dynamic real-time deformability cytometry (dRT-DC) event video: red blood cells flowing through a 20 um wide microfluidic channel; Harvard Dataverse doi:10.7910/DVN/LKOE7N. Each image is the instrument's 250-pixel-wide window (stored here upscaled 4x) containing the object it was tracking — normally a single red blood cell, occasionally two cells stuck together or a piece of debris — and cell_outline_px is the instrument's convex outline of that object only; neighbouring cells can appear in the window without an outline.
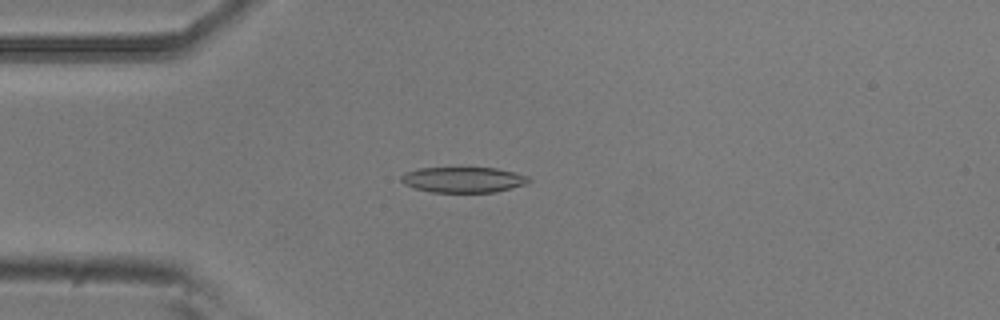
{"species": "common noctule bat (a hibernating species)", "species_latin": "Nyctalus noctula", "temperature_condition": "room temperature", "stored_images_in_passage": 53, "camera_frame_rate_fps": 3000, "um_per_image_px": 0.085, "animal": {"sex": "male", "body_mass_g": 20.5, "forearm_length_mm": 52.5}, "frame": {"image": 1, "passage_image": 13, "time_ms": 4.0, "image_size_px": [1000, 320], "cell_outline_px": [[532, 180], [524, 184], [496, 192], [432, 192], [416, 188], [404, 184], [400, 180], [400, 176], [416, 168], [496, 168], [528, 176]], "centroid_in_image_um": [39.36, 15.27], "position_along_channel_um": 45.6, "area_um2": 18.79}}
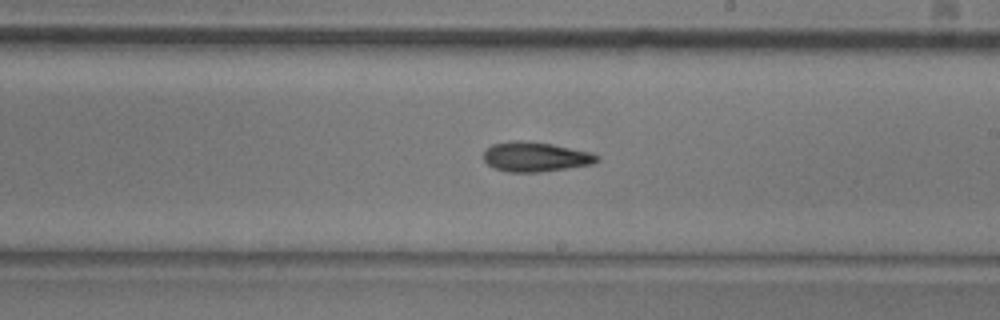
{"frame": {"image": 2, "passage_image": 30, "time_ms": 9.667, "image_size_px": [1000, 320], "cell_outline_px": [[600, 160], [592, 164], [540, 172], [508, 172], [496, 168], [488, 164], [484, 160], [484, 152], [492, 144], [512, 140], [520, 140], [552, 144], [588, 152], [600, 156]], "centroid_in_image_um": [45.5, 13.33], "position_along_channel_um": 243.5, "area_um2": 19.42}}
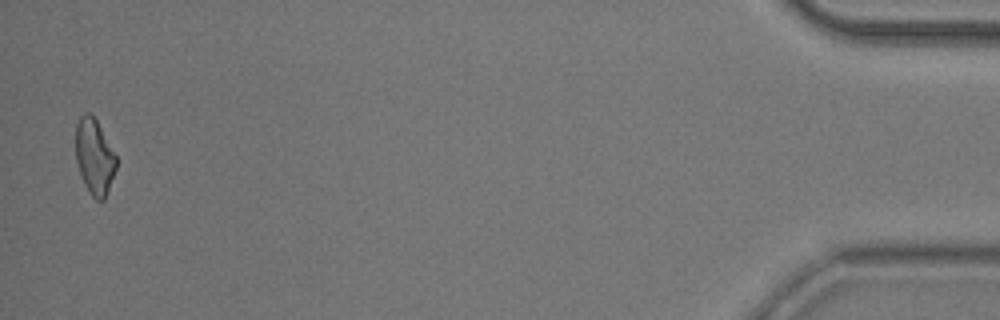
{"frame": {"image": 3, "passage_image": 52, "time_ms": 17.0, "image_size_px": [1000, 320], "cell_outline_px": [[116, 168], [104, 200], [96, 200], [88, 192], [84, 184], [76, 160], [76, 124], [80, 116], [84, 112], [92, 112], [116, 156]], "centroid_in_image_um": [8.01, 13.3], "position_along_channel_um": 427.2, "area_um2": 17.74}, "authors_computed_cell_mechanics": {"area_um2": 19.074, "velocity_mm_per_s": 3.744, "shape_relaxation_time_tau1_ms": 8.9276, "shape_relaxation_time_tau2_ms": 4.4307, "deformation_change_tau1": 0.187, "deformation_change_tau2": 0.1181}}